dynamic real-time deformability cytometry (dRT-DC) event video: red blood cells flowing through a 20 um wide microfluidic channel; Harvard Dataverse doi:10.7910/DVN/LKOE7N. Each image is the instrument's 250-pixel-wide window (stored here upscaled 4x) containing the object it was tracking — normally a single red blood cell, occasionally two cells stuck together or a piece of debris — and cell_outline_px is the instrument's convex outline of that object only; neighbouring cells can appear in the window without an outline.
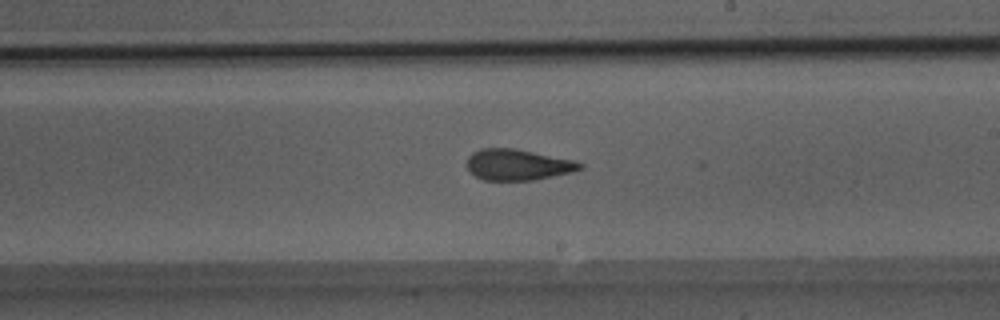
{"species": "Egyptian fruit bat (a non-hibernating species)", "species_latin": "Rousettus aegyptiacus", "temperature_condition": "room temperature", "stored_images_in_passage": 42, "camera_frame_rate_fps": 3000, "um_per_image_px": 0.085, "animal": {"sex": "male"}, "frame": {"image": 1, "passage_image": 30, "time_ms": 9.667, "image_size_px": [1000, 320], "cell_outline_px": [[584, 168], [572, 172], [532, 180], [484, 180], [476, 176], [468, 168], [468, 156], [472, 152], [480, 148], [516, 148], [576, 160], [584, 164]], "centroid_in_image_um": [44.05, 13.98], "position_along_channel_um": 244.9, "area_um2": 20.52}, "authors_computed_cell_mechanics": {"area_um2": 21.7039, "velocity_mm_per_s": 4.0843, "shape_relaxation_time_tau1_ms": null, "shape_relaxation_time_tau2_ms": 1.945, "deformation_change_tau1": null, "deformation_change_tau2": 0.093}}